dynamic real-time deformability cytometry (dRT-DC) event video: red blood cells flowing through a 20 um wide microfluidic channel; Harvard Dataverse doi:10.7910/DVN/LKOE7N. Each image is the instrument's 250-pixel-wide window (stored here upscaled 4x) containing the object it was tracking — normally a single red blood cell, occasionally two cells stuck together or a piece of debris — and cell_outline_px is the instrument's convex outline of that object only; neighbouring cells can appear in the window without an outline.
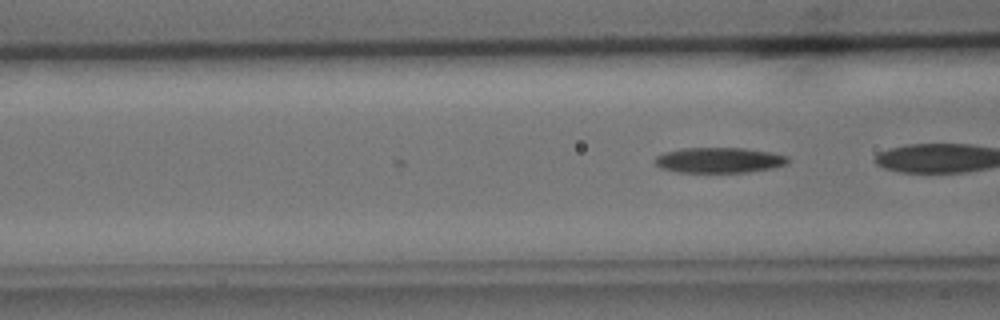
{"species": "common noctule bat (a hibernating species)", "species_latin": "Nyctalus noctula", "temperature_condition": "cold", "stored_images_in_passage": 5, "camera_frame_rate_fps": 3000, "um_per_image_px": 0.085, "animal": {"sex": "male", "body_mass_g": 15.6}, "frame": {"image": 1, "passage_image": 5, "time_ms": 1.333, "image_size_px": [1000, 320], "cell_outline_px": [[788, 164], [772, 168], [748, 172], [676, 172], [660, 168], [652, 160], [656, 156], [664, 152], [684, 148], [744, 148], [768, 152], [788, 156]], "centroid_in_image_um": [61.09, 13.62], "position_along_channel_um": 105.5, "area_um2": 19.71}}